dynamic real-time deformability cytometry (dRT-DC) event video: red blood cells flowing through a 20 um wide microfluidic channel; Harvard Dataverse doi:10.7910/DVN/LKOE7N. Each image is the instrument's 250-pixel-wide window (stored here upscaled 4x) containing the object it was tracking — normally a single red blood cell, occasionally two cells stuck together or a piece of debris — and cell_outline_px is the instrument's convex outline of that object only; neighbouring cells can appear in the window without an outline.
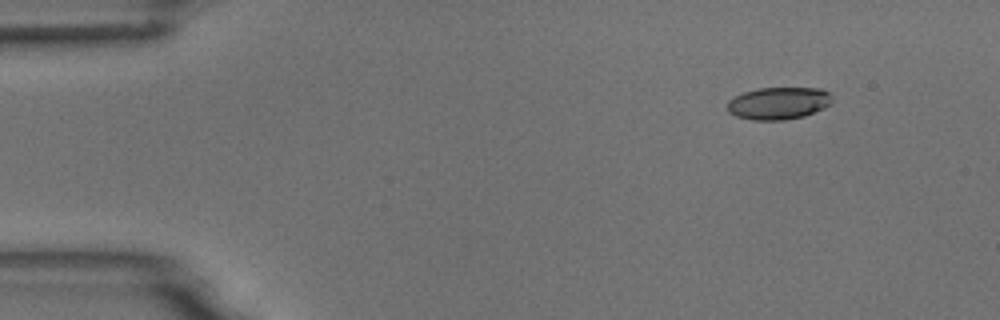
{"species": "common noctule bat (a hibernating species)", "species_latin": "Nyctalus noctula", "temperature_condition": "room temperature", "stored_images_in_passage": 5, "camera_frame_rate_fps": 3000, "um_per_image_px": 0.085, "animal": {"sex": "male", "body_mass_g": 18.8}, "frame": {"image": 1, "passage_image": 2, "time_ms": 1.333, "image_size_px": [1000, 320], "cell_outline_px": [[832, 104], [824, 108], [804, 116], [784, 120], [752, 120], [736, 116], [728, 112], [728, 100], [744, 92], [756, 88], [820, 88], [828, 92], [832, 96]], "centroid_in_image_um": [66.19, 8.77], "position_along_channel_um": 18.8, "area_um2": 19.83}}